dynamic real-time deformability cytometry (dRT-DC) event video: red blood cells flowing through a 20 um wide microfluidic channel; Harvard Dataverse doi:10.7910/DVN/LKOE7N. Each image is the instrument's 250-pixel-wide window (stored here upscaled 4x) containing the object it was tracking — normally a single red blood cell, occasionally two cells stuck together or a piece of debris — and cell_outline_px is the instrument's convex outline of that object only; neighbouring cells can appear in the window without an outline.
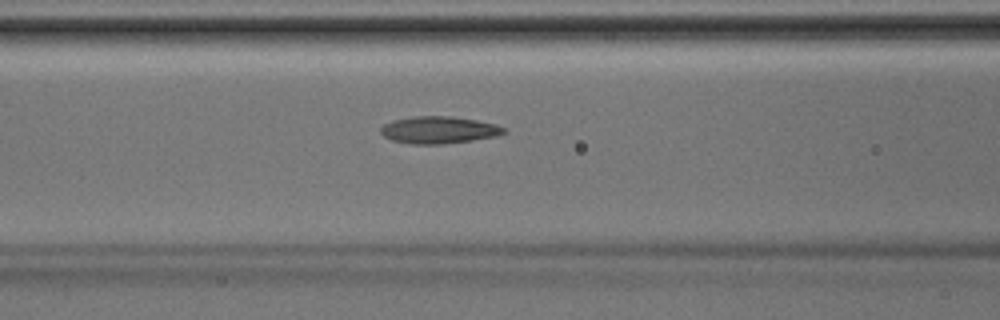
{"species": "Egyptian fruit bat (a non-hibernating species)", "species_latin": "Rousettus aegyptiacus", "temperature_condition": "room temperature", "stored_images_in_passage": 41, "camera_frame_rate_fps": 3000, "um_per_image_px": 0.085, "animal": {"sex": "male"}, "frame": {"image": 1, "passage_image": 17, "time_ms": 5.333, "image_size_px": [1000, 320], "cell_outline_px": [[508, 132], [496, 136], [472, 140], [440, 144], [408, 144], [392, 140], [384, 136], [380, 132], [380, 128], [384, 124], [392, 120], [416, 116], [452, 116], [476, 120], [496, 124], [504, 128]], "centroid_in_image_um": [37.29, 11.04], "position_along_channel_um": 129.3, "area_um2": 19.48}}
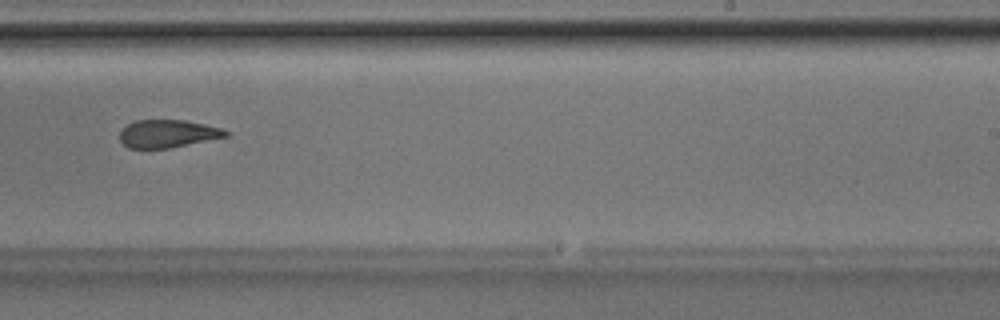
{"frame": {"image": 2, "passage_image": 26, "time_ms": 8.333, "image_size_px": [1000, 320], "cell_outline_px": [[228, 136], [168, 148], [128, 148], [120, 140], [120, 132], [128, 124], [136, 120], [184, 120], [204, 124], [220, 128], [228, 132]], "centroid_in_image_um": [14.23, 11.36], "position_along_channel_um": 274.8, "area_um2": 16.88}}
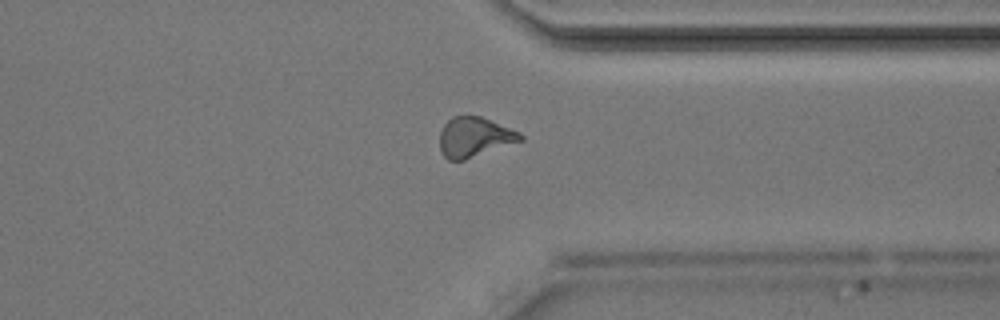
{"frame": {"image": 3, "passage_image": 32, "time_ms": 10.333, "image_size_px": [1000, 320], "cell_outline_px": [[524, 140], [464, 160], [448, 160], [440, 152], [440, 132], [444, 124], [452, 116], [480, 116], [520, 132], [524, 136]], "centroid_in_image_um": [40.33, 11.66], "position_along_channel_um": 371.1, "area_um2": 18.73}}